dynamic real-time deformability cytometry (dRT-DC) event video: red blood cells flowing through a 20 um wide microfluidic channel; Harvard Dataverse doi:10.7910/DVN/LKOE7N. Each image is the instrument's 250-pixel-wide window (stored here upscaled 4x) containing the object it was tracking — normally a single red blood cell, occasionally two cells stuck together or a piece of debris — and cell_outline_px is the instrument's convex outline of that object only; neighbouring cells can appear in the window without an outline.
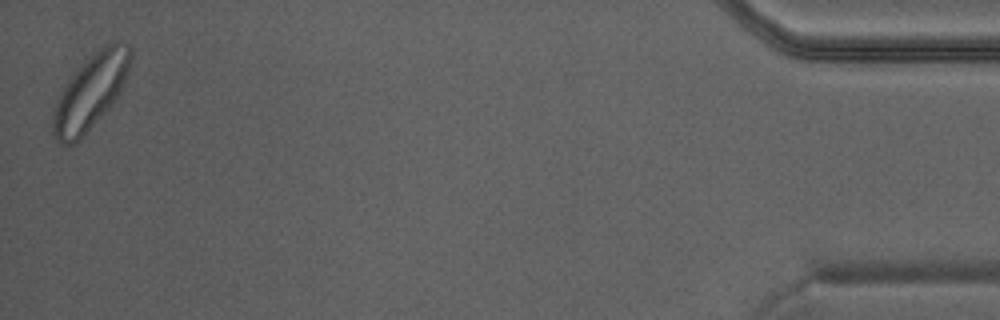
{"species": "Egyptian fruit bat (a non-hibernating species)", "species_latin": "Rousettus aegyptiacus", "temperature_condition": "warm", "stored_images_in_passage": 33, "camera_frame_rate_fps": 3000, "um_per_image_px": 0.085, "animal": {"sex": "male"}, "frame": {"image": 1, "passage_image": 33, "time_ms": 10.667, "image_size_px": [1000, 320], "cell_outline_px": [[132, 56], [128, 72], [120, 92], [80, 140], [64, 148], [52, 136], [52, 116], [60, 92], [68, 80], [92, 52], [104, 44], [112, 40], [124, 40], [128, 44], [132, 52]], "centroid_in_image_um": [7.69, 7.78], "position_along_channel_um": 427.5, "area_um2": 33.99}}